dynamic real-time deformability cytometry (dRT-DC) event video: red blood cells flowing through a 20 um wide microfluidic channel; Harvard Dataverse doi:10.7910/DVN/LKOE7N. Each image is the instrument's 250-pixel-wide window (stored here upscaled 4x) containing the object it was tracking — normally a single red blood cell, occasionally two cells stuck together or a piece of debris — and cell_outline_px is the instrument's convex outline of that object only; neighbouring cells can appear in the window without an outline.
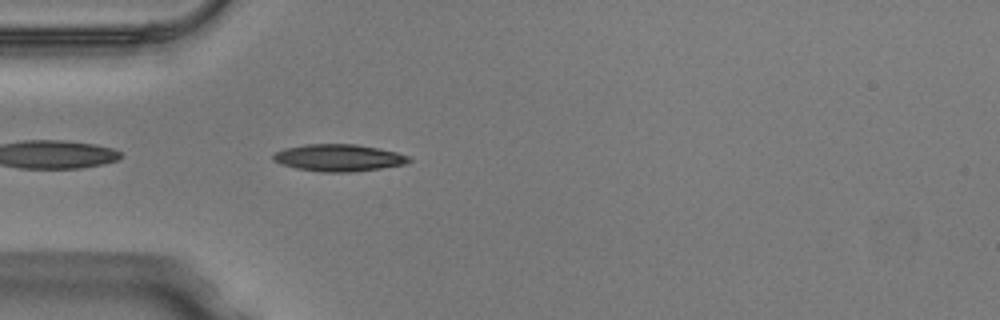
{"species": "Egyptian fruit bat (a non-hibernating species)", "species_latin": "Rousettus aegyptiacus", "temperature_condition": "warm", "stored_images_in_passage": 37, "camera_frame_rate_fps": 3000, "um_per_image_px": 0.085, "animal": {"sex": "male"}, "frame": {"image": 1, "passage_image": 2, "time_ms": 0.333, "image_size_px": [1000, 320], "cell_outline_px": [[412, 160], [404, 164], [380, 168], [352, 172], [320, 172], [296, 168], [272, 160], [272, 156], [276, 152], [284, 148], [304, 144], [356, 144], [396, 152], [412, 156]], "centroid_in_image_um": [28.79, 13.41], "position_along_channel_um": 56.2, "area_um2": 21.33}}
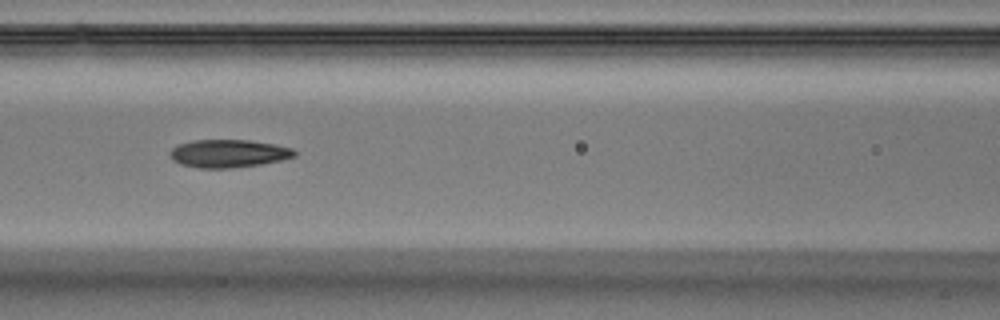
{"frame": {"image": 2, "passage_image": 9, "time_ms": 2.667, "image_size_px": [1000, 320], "cell_outline_px": [[296, 156], [280, 160], [260, 164], [228, 168], [200, 168], [180, 164], [172, 160], [168, 156], [168, 152], [176, 144], [192, 140], [248, 140], [272, 144], [292, 148], [296, 152]], "centroid_in_image_um": [19.34, 13.04], "position_along_channel_um": 147.3, "area_um2": 20.29}}
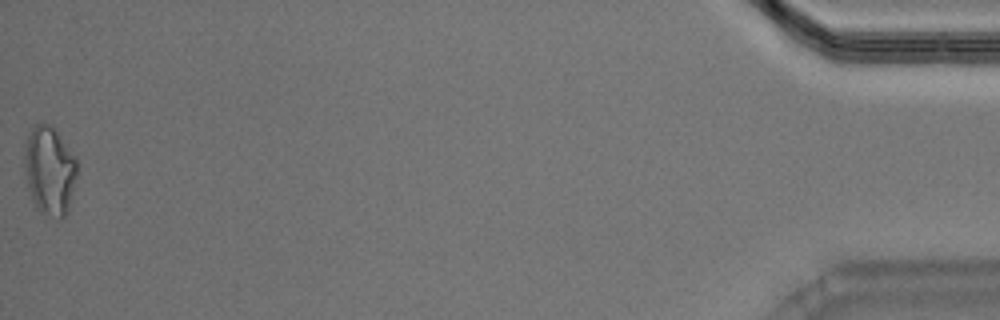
{"frame": {"image": 3, "passage_image": 37, "time_ms": 12.0, "image_size_px": [1000, 320], "cell_outline_px": [[76, 176], [68, 212], [60, 220], [40, 212], [36, 208], [32, 200], [28, 188], [24, 164], [24, 156], [28, 136], [32, 128], [36, 124], [52, 124], [76, 156]], "centroid_in_image_um": [4.23, 14.51], "position_along_channel_um": 431.0, "area_um2": 27.28}, "authors_computed_cell_mechanics": {"area_um2": 20.4612, "velocity_mm_per_s": 4.0762, "shape_relaxation_time_tau1_ms": null, "shape_relaxation_time_tau2_ms": 3.9239, "deformation_change_tau1": null, "deformation_change_tau2": 0.1235}}